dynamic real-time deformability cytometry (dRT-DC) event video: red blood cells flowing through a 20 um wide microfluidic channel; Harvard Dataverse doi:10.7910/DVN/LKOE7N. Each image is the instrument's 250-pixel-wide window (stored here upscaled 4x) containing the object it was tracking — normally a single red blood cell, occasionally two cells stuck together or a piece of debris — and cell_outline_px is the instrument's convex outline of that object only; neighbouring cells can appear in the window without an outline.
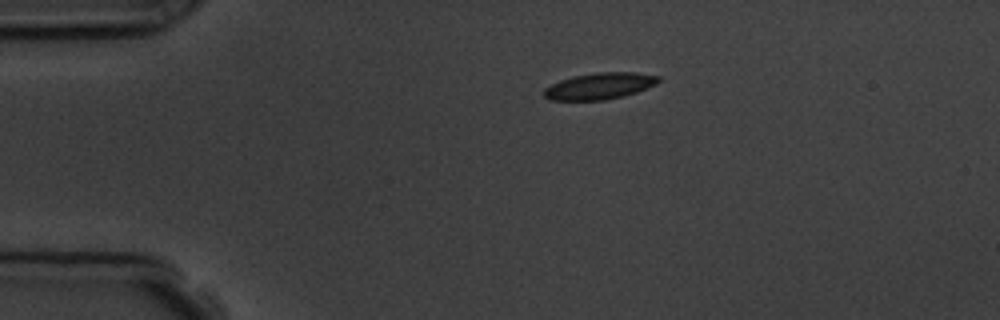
{"species": "common noctule bat (a hibernating species)", "species_latin": "Nyctalus noctula", "temperature_condition": "room temperature", "stored_images_in_passage": 2, "camera_frame_rate_fps": 3000, "um_per_image_px": 0.085, "animal": {"sex": "male", "body_mass_g": 19.5, "forearm_length_mm": 54.6}, "frame": {"image": 1, "passage_image": 1, "time_ms": 0.0, "image_size_px": [1000, 320], "cell_outline_px": [[660, 80], [656, 84], [636, 92], [624, 96], [604, 100], [548, 100], [544, 96], [544, 88], [560, 80], [572, 76], [596, 72], [636, 72], [660, 76]], "centroid_in_image_um": [50.96, 7.31], "position_along_channel_um": 34.0, "area_um2": 17.74}}